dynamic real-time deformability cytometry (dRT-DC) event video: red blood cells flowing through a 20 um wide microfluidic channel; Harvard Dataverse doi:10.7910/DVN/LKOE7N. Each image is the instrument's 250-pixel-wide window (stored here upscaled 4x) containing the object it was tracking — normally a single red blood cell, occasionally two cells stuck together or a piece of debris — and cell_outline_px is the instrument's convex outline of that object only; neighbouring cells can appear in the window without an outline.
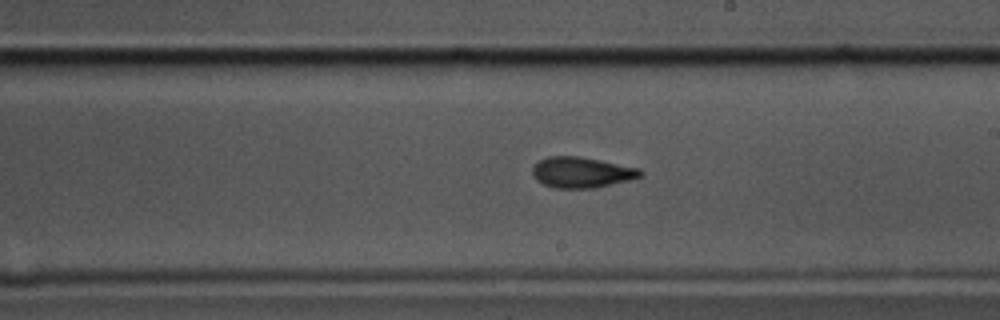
{"species": "common noctule bat (a hibernating species)", "species_latin": "Nyctalus noctula", "temperature_condition": "cold", "stored_images_in_passage": 58, "camera_frame_rate_fps": 3000, "um_per_image_px": 0.085, "animal": {"sex": "male", "body_mass_g": 17.5, "forearm_length_mm": 52.3}, "frame": {"image": 1, "passage_image": 33, "time_ms": 10.667, "image_size_px": [1000, 320], "cell_outline_px": [[644, 176], [596, 188], [556, 188], [544, 184], [536, 180], [532, 172], [532, 168], [536, 160], [548, 156], [580, 156], [640, 168], [644, 172]], "centroid_in_image_um": [49.44, 14.64], "position_along_channel_um": 239.6, "area_um2": 19.54}}
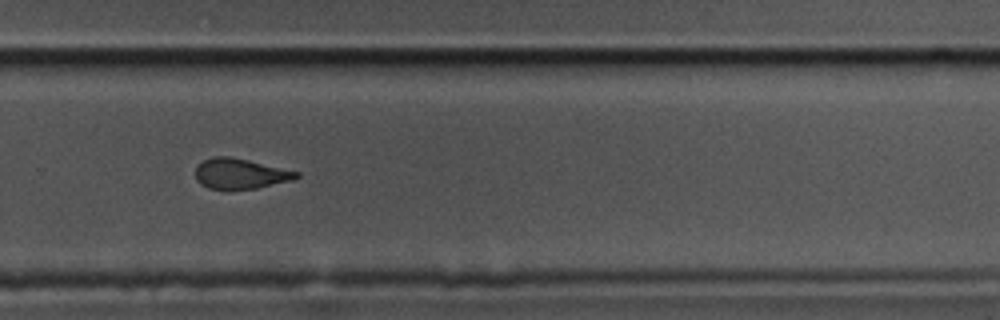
{"frame": {"image": 2, "passage_image": 39, "time_ms": 12.667, "image_size_px": [1000, 320], "cell_outline_px": [[300, 176], [292, 180], [256, 188], [208, 188], [200, 184], [196, 180], [196, 164], [212, 156], [228, 156], [248, 160], [300, 172]], "centroid_in_image_um": [20.4, 14.74], "position_along_channel_um": 309.4, "area_um2": 17.63}}
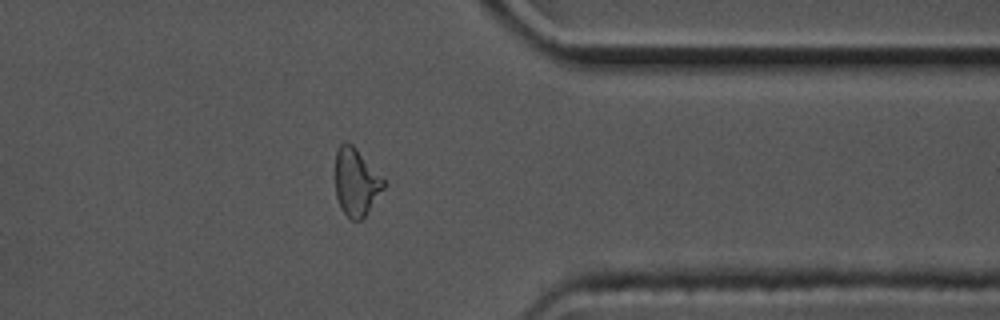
{"frame": {"image": 3, "passage_image": 46, "time_ms": 15.0, "image_size_px": [1000, 320], "cell_outline_px": [[384, 188], [364, 216], [360, 220], [352, 220], [340, 208], [336, 196], [336, 152], [340, 144], [344, 140], [352, 144], [356, 148], [384, 180]], "centroid_in_image_um": [30.24, 15.46], "position_along_channel_um": 381.2, "area_um2": 18.61}, "authors_computed_cell_mechanics": {"area_um2": 19.1029, "velocity_mm_per_s": 3.4988, "shape_relaxation_time_tau1_ms": 5.0546, "shape_relaxation_time_tau2_ms": 1.4761, "deformation_change_tau1": 0.1662, "deformation_change_tau2": 0.0755}}